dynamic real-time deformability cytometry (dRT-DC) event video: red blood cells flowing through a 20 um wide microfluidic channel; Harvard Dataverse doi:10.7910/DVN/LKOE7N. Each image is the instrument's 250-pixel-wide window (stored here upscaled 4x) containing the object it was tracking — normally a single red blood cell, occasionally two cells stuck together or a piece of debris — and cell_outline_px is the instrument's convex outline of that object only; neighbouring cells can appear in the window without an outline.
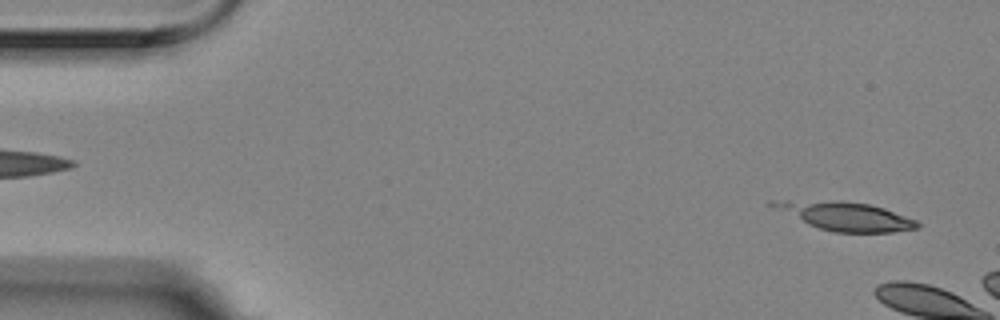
{"species": "Egyptian fruit bat (a non-hibernating species)", "species_latin": "Rousettus aegyptiacus", "temperature_condition": "room temperature", "stored_images_in_passage": 5, "camera_frame_rate_fps": 3000, "um_per_image_px": 0.085, "animal": {"sex": "female"}, "frame": {"image": 1, "passage_image": 5, "time_ms": 1.333, "image_size_px": [1000, 320], "cell_outline_px": [[920, 228], [892, 232], [836, 232], [820, 228], [808, 224], [768, 204], [768, 200], [840, 200], [868, 204], [884, 208], [916, 220], [920, 224]], "centroid_in_image_um": [71.88, 18.35], "position_along_channel_um": 13.1, "area_um2": 23.81}}